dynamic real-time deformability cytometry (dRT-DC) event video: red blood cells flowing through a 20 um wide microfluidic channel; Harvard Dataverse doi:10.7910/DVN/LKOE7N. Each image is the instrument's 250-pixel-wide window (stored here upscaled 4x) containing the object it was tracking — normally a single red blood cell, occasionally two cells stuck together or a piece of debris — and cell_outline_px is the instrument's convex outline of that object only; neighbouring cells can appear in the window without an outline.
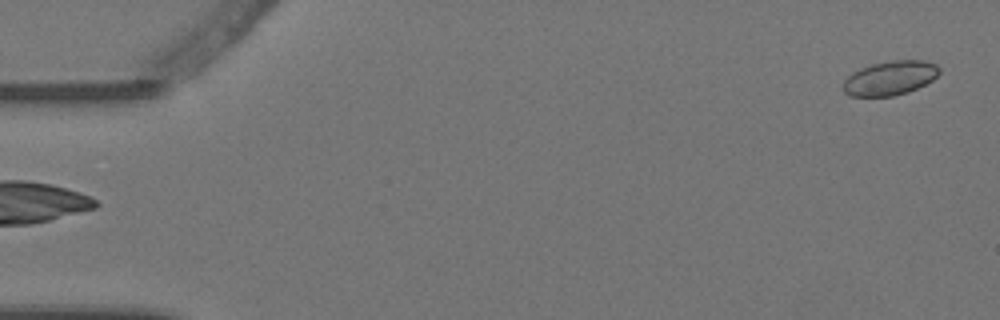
{"species": "Egyptian fruit bat (a non-hibernating species)", "species_latin": "Rousettus aegyptiacus", "temperature_condition": "warm", "stored_images_in_passage": 4, "camera_frame_rate_fps": 3000, "um_per_image_px": 0.085, "animal": {"sex": "female"}, "frame": {"image": 1, "passage_image": 4, "time_ms": 1.0, "image_size_px": [1000, 320], "cell_outline_px": [[940, 72], [932, 80], [908, 92], [892, 96], [848, 96], [840, 88], [844, 80], [852, 72], [860, 68], [872, 64], [892, 60], [924, 60], [936, 64], [940, 68]], "centroid_in_image_um": [75.61, 6.63], "position_along_channel_um": 9.4, "area_um2": 19.31}}